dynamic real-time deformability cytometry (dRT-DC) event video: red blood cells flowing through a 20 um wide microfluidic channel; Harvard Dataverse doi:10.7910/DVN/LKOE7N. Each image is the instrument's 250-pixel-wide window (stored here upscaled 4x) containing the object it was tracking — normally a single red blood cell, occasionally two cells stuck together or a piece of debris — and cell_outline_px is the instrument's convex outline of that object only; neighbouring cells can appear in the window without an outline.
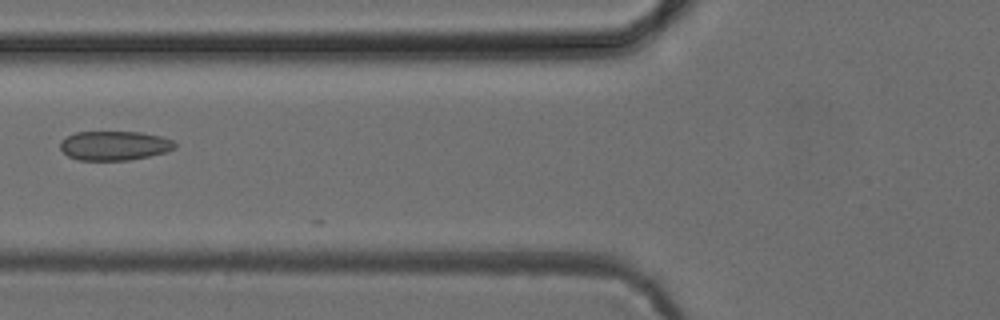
{"species": "common noctule bat (a hibernating species)", "species_latin": "Nyctalus noctula", "temperature_condition": "cold", "stored_images_in_passage": 7, "camera_frame_rate_fps": 3000, "um_per_image_px": 0.085, "animal": {"sex": "female", "body_mass_g": 24.6, "forearm_length_mm": 56.2}, "frame": {"image": 1, "passage_image": 5, "time_ms": 5.667, "image_size_px": [1000, 320], "cell_outline_px": [[176, 148], [164, 152], [148, 156], [128, 160], [76, 160], [68, 156], [60, 148], [60, 140], [76, 132], [140, 132], [160, 136], [172, 140], [176, 144]], "centroid_in_image_um": [9.7, 12.38], "position_along_channel_um": 116.1, "area_um2": 19.48}}
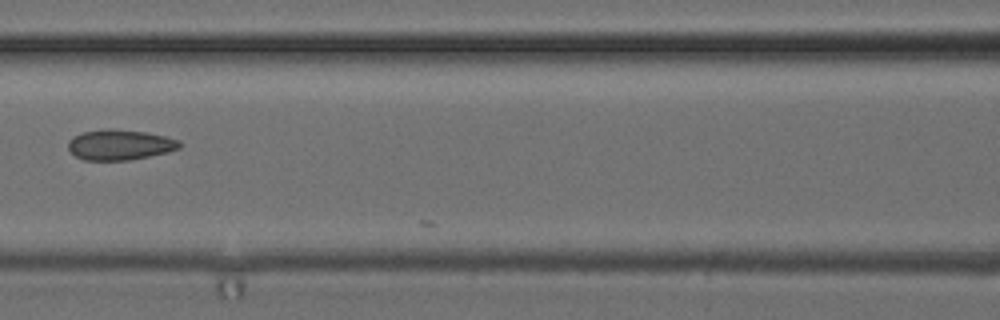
{"frame": {"image": 2, "passage_image": 6, "time_ms": 6.667, "image_size_px": [1000, 320], "cell_outline_px": [[180, 148], [168, 152], [128, 160], [84, 160], [76, 156], [68, 148], [68, 140], [72, 136], [84, 132], [104, 128], [108, 128], [144, 132], [164, 136], [180, 140]], "centroid_in_image_um": [10.16, 12.3], "position_along_channel_um": 156.4, "area_um2": 19.65}}